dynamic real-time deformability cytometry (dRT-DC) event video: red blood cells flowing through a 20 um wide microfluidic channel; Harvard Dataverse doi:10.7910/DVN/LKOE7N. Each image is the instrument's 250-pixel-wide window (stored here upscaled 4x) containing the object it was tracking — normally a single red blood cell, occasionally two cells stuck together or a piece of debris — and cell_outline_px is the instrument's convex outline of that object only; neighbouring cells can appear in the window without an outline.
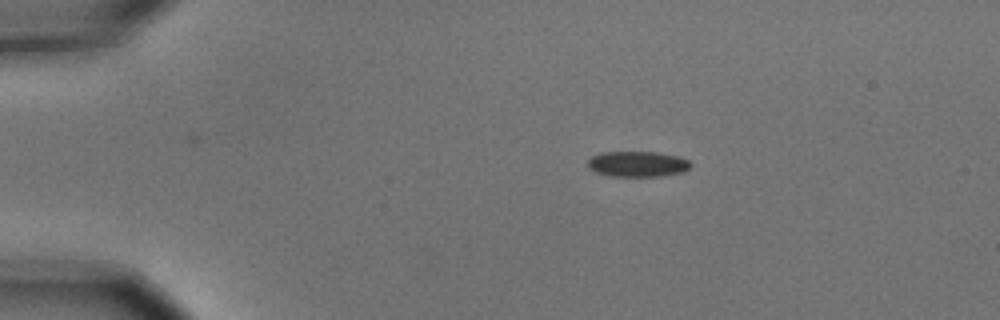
{"species": "common noctule bat (a hibernating species)", "species_latin": "Nyctalus noctula", "temperature_condition": "cold", "stored_images_in_passage": 5, "camera_frame_rate_fps": 3000, "um_per_image_px": 0.085, "animal": {"sex": "male", "body_mass_g": 15.6}, "frame": {"image": 1, "passage_image": 3, "time_ms": 0.667, "image_size_px": [1000, 320], "cell_outline_px": [[692, 164], [684, 172], [664, 176], [608, 176], [596, 172], [588, 168], [588, 160], [592, 156], [600, 152], [656, 152], [676, 156], [688, 160]], "centroid_in_image_um": [54.17, 13.95], "position_along_channel_um": 30.8, "area_um2": 15.37}}